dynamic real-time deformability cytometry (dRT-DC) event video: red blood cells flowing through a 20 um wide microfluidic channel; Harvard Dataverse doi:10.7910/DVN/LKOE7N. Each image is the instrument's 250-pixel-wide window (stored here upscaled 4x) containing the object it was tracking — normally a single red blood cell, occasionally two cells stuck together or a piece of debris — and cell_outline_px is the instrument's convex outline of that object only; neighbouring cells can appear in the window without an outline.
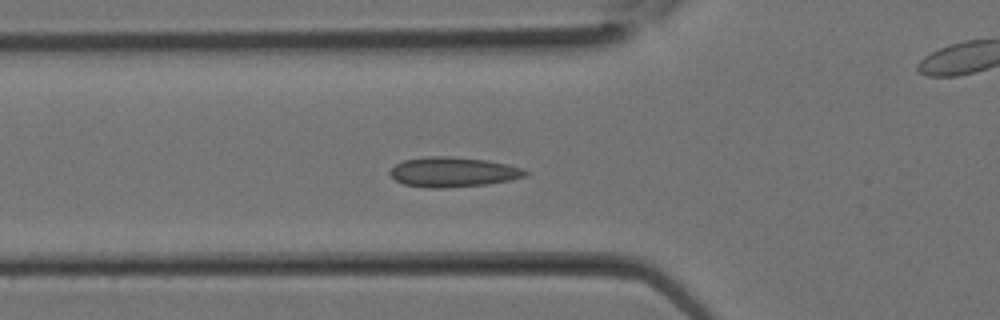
{"species": "Egyptian fruit bat (a non-hibernating species)", "species_latin": "Rousettus aegyptiacus", "temperature_condition": "room temperature", "stored_images_in_passage": 10, "segment_of_instrument_passage": [1, 2], "camera_frame_rate_fps": 3000, "um_per_image_px": 0.085, "animal": {"sex": "female"}, "frame": {"image": 1, "passage_image": 5, "time_ms": 1.333, "image_size_px": [1000, 320], "cell_outline_px": [[528, 176], [488, 184], [444, 188], [428, 188], [404, 184], [396, 180], [388, 172], [396, 164], [404, 160], [428, 156], [448, 156], [484, 160], [508, 164], [524, 168], [528, 172]], "centroid_in_image_um": [38.53, 14.62], "position_along_channel_um": 87.3, "area_um2": 23.52}}
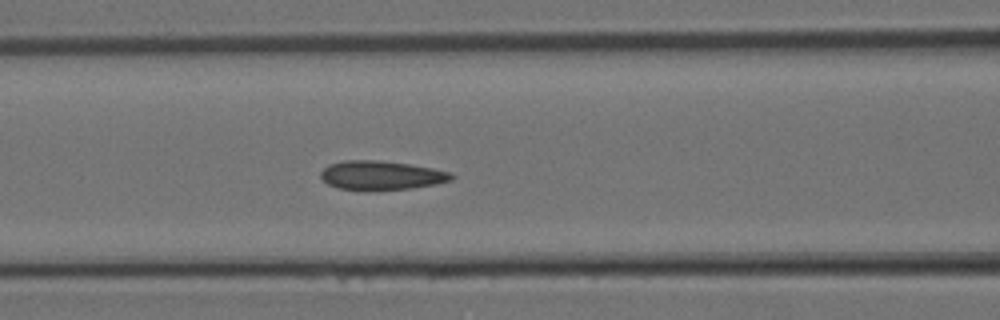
{"frame": {"image": 2, "passage_image": 7, "time_ms": 2.0, "image_size_px": [1000, 320], "cell_outline_px": [[456, 176], [452, 180], [436, 184], [412, 188], [340, 188], [328, 184], [320, 176], [320, 172], [328, 164], [344, 160], [376, 160], [408, 164], [432, 168], [452, 172]], "centroid_in_image_um": [32.45, 14.87], "position_along_channel_um": 134.2, "area_um2": 21.5}}
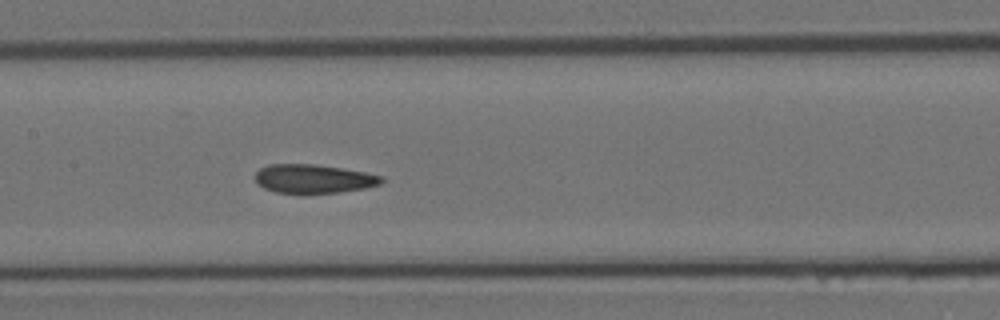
{"frame": {"image": 3, "passage_image": 9, "time_ms": 2.667, "image_size_px": [1000, 320], "cell_outline_px": [[384, 180], [380, 184], [364, 188], [336, 192], [276, 192], [264, 188], [256, 184], [256, 172], [260, 168], [268, 164], [316, 164], [364, 172], [384, 176]], "centroid_in_image_um": [26.63, 15.17], "position_along_channel_um": 180.8, "area_um2": 20.87}}